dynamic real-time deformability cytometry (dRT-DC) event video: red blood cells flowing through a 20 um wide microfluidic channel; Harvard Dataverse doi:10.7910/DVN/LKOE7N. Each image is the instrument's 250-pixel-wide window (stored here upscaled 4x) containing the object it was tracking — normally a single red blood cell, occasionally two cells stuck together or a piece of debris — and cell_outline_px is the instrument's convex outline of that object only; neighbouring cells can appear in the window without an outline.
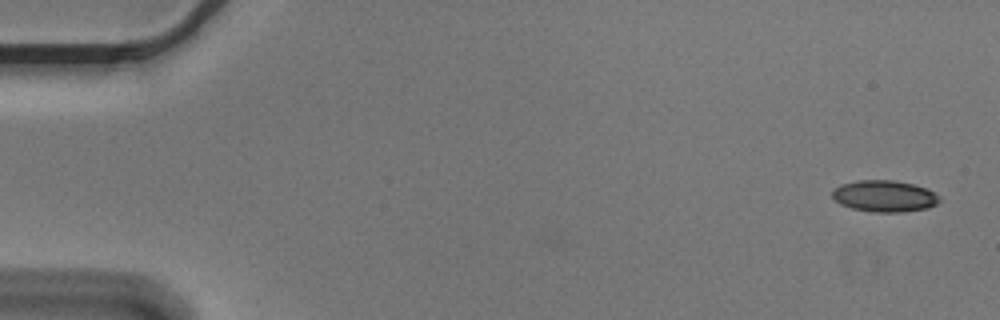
{"species": "Egyptian fruit bat (a non-hibernating species)", "species_latin": "Rousettus aegyptiacus", "temperature_condition": "cold", "stored_images_in_passage": 4, "camera_frame_rate_fps": 3000, "um_per_image_px": 0.085, "animal": {"sex": "male"}, "frame": {"image": 1, "passage_image": 1, "time_ms": 0.0, "image_size_px": [1000, 320], "cell_outline_px": [[940, 200], [936, 204], [928, 208], [900, 212], [872, 212], [852, 208], [840, 204], [832, 196], [832, 188], [840, 184], [856, 180], [892, 180], [912, 184], [928, 188], [940, 196]], "centroid_in_image_um": [75.16, 16.66], "position_along_channel_um": 9.8, "area_um2": 19.83}}
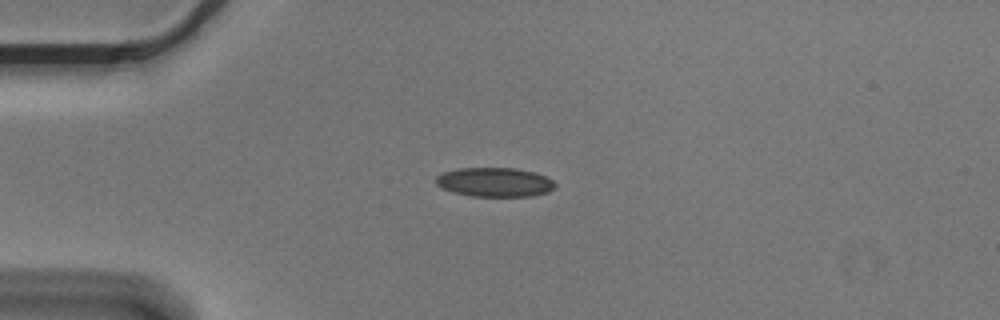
{"frame": {"image": 2, "passage_image": 4, "time_ms": 1.0, "image_size_px": [1000, 320], "cell_outline_px": [[556, 188], [548, 192], [532, 196], [472, 196], [452, 192], [436, 184], [436, 176], [444, 172], [460, 168], [516, 168], [536, 172], [552, 180], [556, 184]], "centroid_in_image_um": [42.08, 15.48], "position_along_channel_um": 42.9, "area_um2": 20.29}}